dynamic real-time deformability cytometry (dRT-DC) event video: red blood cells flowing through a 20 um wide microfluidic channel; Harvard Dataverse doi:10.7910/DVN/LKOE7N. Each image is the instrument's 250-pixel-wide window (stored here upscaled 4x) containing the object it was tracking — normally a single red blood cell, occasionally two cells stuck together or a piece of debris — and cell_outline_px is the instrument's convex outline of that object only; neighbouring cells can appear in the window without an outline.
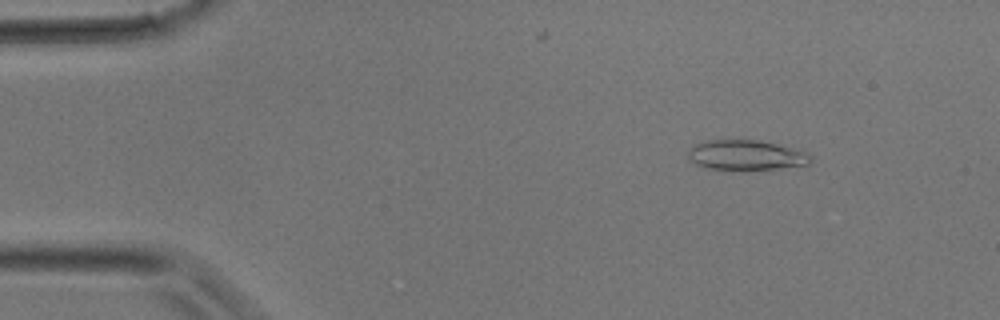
{"species": "common noctule bat (a hibernating species)", "species_latin": "Nyctalus noctula", "temperature_condition": "room temperature", "stored_images_in_passage": 31, "camera_frame_rate_fps": 3000, "um_per_image_px": 0.085, "animal": {"sex": "male", "body_mass_g": 17.9}, "frame": {"image": 1, "passage_image": 1, "time_ms": 0.0, "image_size_px": [1000, 320], "cell_outline_px": [[812, 160], [808, 164], [740, 172], [728, 172], [708, 168], [696, 164], [688, 156], [688, 148], [696, 144], [708, 140], [756, 140], [776, 144], [808, 152], [812, 156]], "centroid_in_image_um": [63.38, 13.22], "position_along_channel_um": 21.6, "area_um2": 21.85}}
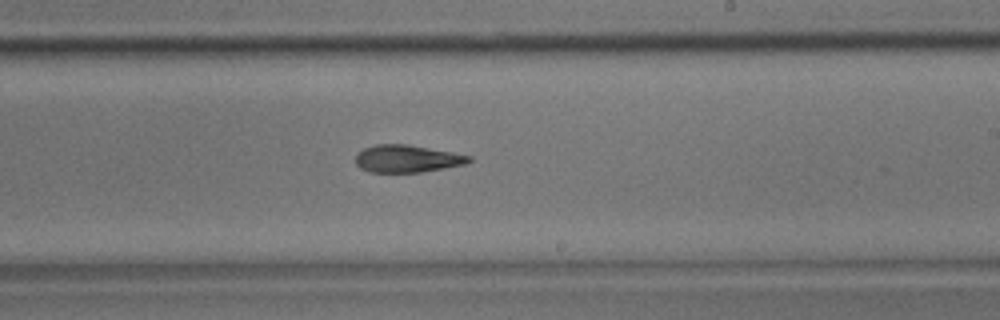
{"frame": {"image": 2, "passage_image": 17, "time_ms": 5.333, "image_size_px": [1000, 320], "cell_outline_px": [[472, 160], [464, 164], [444, 168], [420, 172], [368, 172], [360, 168], [356, 164], [356, 152], [364, 148], [376, 144], [408, 144], [452, 152], [472, 156]], "centroid_in_image_um": [34.57, 13.48], "position_along_channel_um": 254.4, "area_um2": 18.15}}
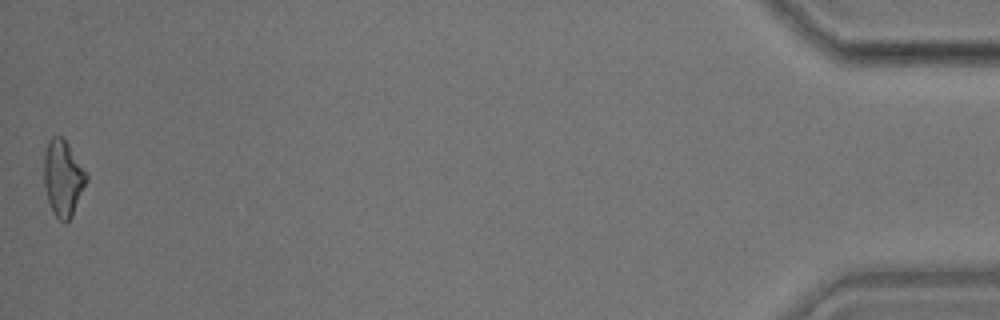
{"frame": {"image": 3, "passage_image": 31, "time_ms": 10.0, "image_size_px": [1000, 320], "cell_outline_px": [[88, 180], [72, 216], [64, 224], [52, 212], [48, 200], [44, 184], [44, 152], [48, 140], [52, 136], [60, 136], [68, 144], [88, 176]], "centroid_in_image_um": [5.34, 15.15], "position_along_channel_um": 429.9, "area_um2": 18.73}}